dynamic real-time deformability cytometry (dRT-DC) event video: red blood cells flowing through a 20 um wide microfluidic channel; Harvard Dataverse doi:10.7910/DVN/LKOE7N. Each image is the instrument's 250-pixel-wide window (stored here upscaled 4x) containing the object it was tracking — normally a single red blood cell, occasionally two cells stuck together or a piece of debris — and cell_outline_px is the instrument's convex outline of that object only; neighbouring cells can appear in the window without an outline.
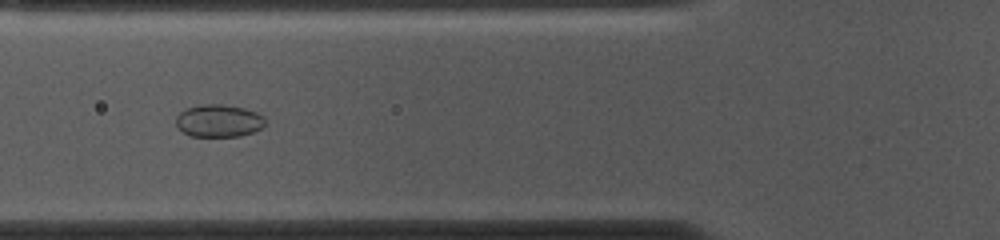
{"species": "common noctule bat (a hibernating species)", "species_latin": "Nyctalus noctula", "temperature_condition": "cold", "stored_images_in_passage": 53, "camera_frame_rate_fps": 3000, "um_per_image_px": 0.085, "animal": {"sex": "female", "body_mass_g": 10.0, "forearm_length_mm": 53.1}, "frame": {"image": 1, "passage_image": 19, "time_ms": 6.0, "image_size_px": [1000, 240], "cell_outline_px": [[264, 124], [260, 128], [252, 132], [240, 136], [188, 136], [176, 124], [176, 116], [184, 108], [200, 104], [220, 104], [244, 108], [256, 112], [264, 116]], "centroid_in_image_um": [18.56, 10.25], "position_along_channel_um": 107.2, "area_um2": 16.88}}
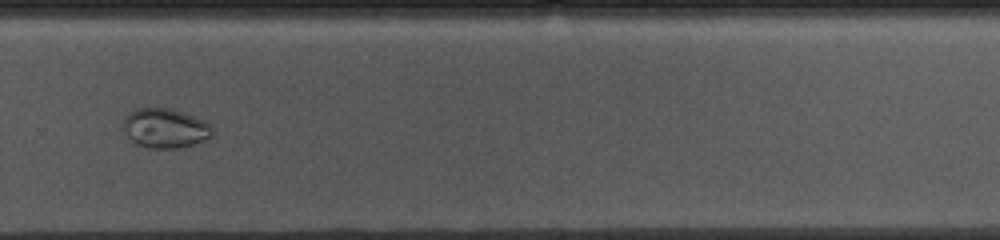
{"frame": {"image": 2, "passage_image": 36, "time_ms": 11.667, "image_size_px": [1000, 240], "cell_outline_px": [[212, 136], [192, 144], [176, 148], [148, 148], [136, 144], [120, 128], [120, 124], [124, 116], [128, 112], [136, 108], [172, 108], [184, 112], [204, 120], [212, 128]], "centroid_in_image_um": [13.95, 10.87], "position_along_channel_um": 315.8, "area_um2": 20.75}}
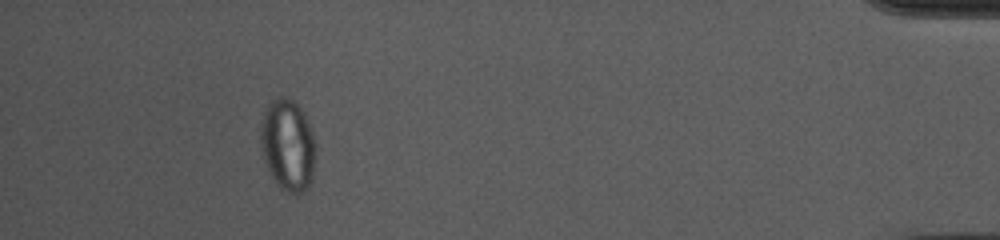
{"frame": {"image": 3, "passage_image": 49, "time_ms": 16.0, "image_size_px": [1000, 240], "cell_outline_px": [[316, 148], [312, 176], [308, 188], [300, 192], [288, 192], [280, 188], [276, 184], [264, 160], [260, 148], [260, 128], [268, 104], [272, 100], [280, 96], [288, 96], [304, 112], [312, 132], [316, 144]], "centroid_in_image_um": [24.46, 12.31], "position_along_channel_um": 410.7, "area_um2": 29.36}}